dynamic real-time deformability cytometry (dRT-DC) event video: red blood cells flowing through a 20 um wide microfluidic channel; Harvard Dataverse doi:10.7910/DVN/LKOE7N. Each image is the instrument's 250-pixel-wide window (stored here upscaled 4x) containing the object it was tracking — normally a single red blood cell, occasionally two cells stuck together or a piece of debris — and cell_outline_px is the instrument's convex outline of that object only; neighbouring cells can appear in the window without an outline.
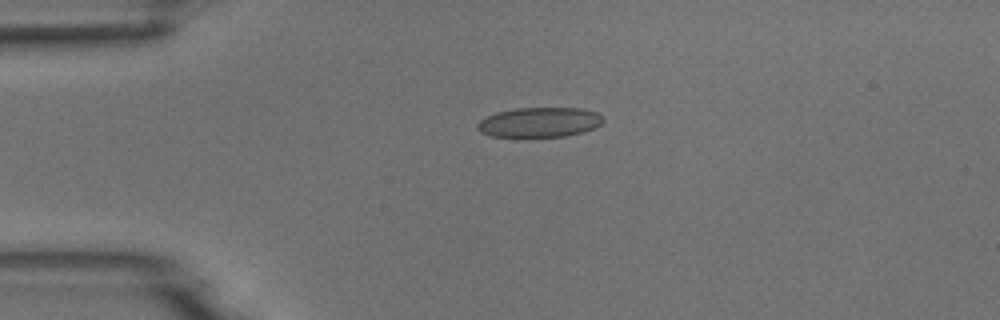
{"species": "common noctule bat (a hibernating species)", "species_latin": "Nyctalus noctula", "temperature_condition": "room temperature", "stored_images_in_passage": 3, "camera_frame_rate_fps": 3000, "um_per_image_px": 0.085, "animal": {"sex": "male", "body_mass_g": 18.8}, "frame": {"image": 1, "passage_image": 1, "time_ms": 0.0, "image_size_px": [1000, 320], "cell_outline_px": [[604, 120], [596, 128], [584, 132], [564, 136], [492, 136], [480, 132], [476, 128], [476, 124], [480, 120], [496, 112], [516, 108], [580, 108], [596, 112], [604, 116]], "centroid_in_image_um": [45.88, 10.38], "position_along_channel_um": 39.1, "area_um2": 21.85}}